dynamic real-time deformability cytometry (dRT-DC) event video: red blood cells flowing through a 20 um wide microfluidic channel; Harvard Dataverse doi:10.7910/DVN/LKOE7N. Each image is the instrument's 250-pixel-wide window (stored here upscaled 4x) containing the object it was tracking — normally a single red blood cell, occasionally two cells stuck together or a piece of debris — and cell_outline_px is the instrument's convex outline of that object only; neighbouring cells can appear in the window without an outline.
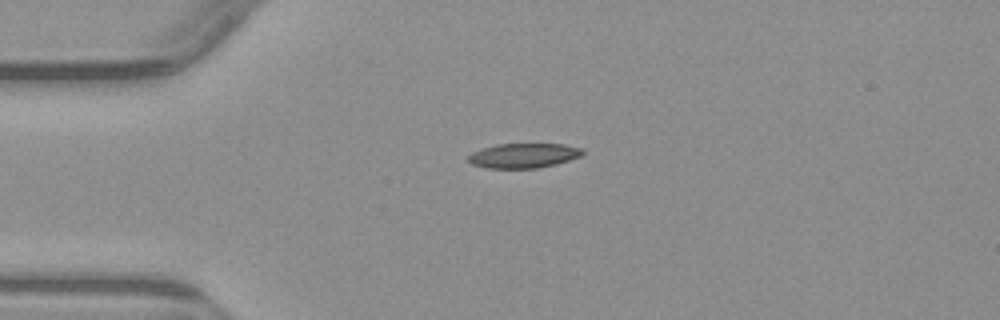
{"species": "common noctule bat (a hibernating species)", "species_latin": "Nyctalus noctula", "temperature_condition": "warm", "stored_images_in_passage": 1, "camera_frame_rate_fps": 3000, "um_per_image_px": 0.085, "animal": {"sex": "male", "body_mass_g": 23.1, "forearm_length_mm": 52.7}, "frame": {"image": 1, "passage_image": 1, "time_ms": 0.0, "image_size_px": [1000, 320], "cell_outline_px": [[584, 152], [580, 156], [556, 164], [536, 168], [488, 168], [472, 164], [468, 160], [468, 156], [472, 152], [480, 148], [496, 144], [564, 144], [580, 148]], "centroid_in_image_um": [44.46, 13.22], "position_along_channel_um": 40.5, "area_um2": 16.36}}